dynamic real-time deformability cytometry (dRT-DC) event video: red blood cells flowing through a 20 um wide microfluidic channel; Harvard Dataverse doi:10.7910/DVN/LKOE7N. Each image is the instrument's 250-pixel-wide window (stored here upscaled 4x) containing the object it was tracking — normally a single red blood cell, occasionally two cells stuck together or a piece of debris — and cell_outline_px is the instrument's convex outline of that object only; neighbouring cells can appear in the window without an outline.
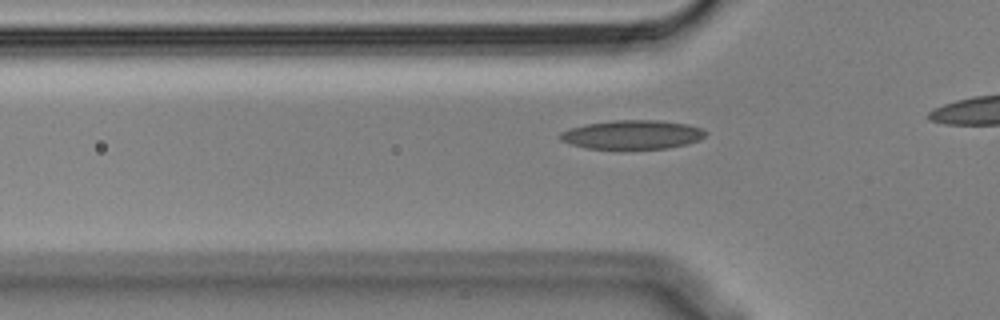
{"species": "Egyptian fruit bat (a non-hibernating species)", "species_latin": "Rousettus aegyptiacus", "temperature_condition": "cold", "stored_images_in_passage": 19, "camera_frame_rate_fps": 3000, "um_per_image_px": 0.085, "animal": {"sex": "male"}, "frame": {"image": 1, "passage_image": 13, "time_ms": 4.0, "image_size_px": [1000, 320], "cell_outline_px": [[708, 132], [700, 140], [688, 144], [668, 148], [584, 148], [560, 140], [560, 132], [568, 128], [588, 124], [612, 120], [656, 120], [688, 124], [700, 128]], "centroid_in_image_um": [53.76, 11.44], "position_along_channel_um": 72.0, "area_um2": 24.39}}
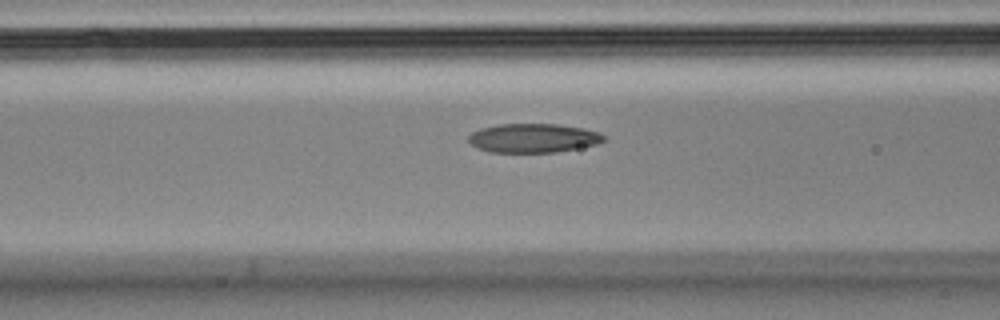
{"frame": {"image": 2, "passage_image": 17, "time_ms": 5.333, "image_size_px": [1000, 320], "cell_outline_px": [[604, 140], [596, 144], [556, 152], [488, 152], [476, 148], [468, 140], [468, 136], [472, 132], [480, 128], [500, 124], [556, 124], [584, 128], [600, 132], [604, 136]], "centroid_in_image_um": [45.29, 11.73], "position_along_channel_um": 121.3, "area_um2": 22.83}}